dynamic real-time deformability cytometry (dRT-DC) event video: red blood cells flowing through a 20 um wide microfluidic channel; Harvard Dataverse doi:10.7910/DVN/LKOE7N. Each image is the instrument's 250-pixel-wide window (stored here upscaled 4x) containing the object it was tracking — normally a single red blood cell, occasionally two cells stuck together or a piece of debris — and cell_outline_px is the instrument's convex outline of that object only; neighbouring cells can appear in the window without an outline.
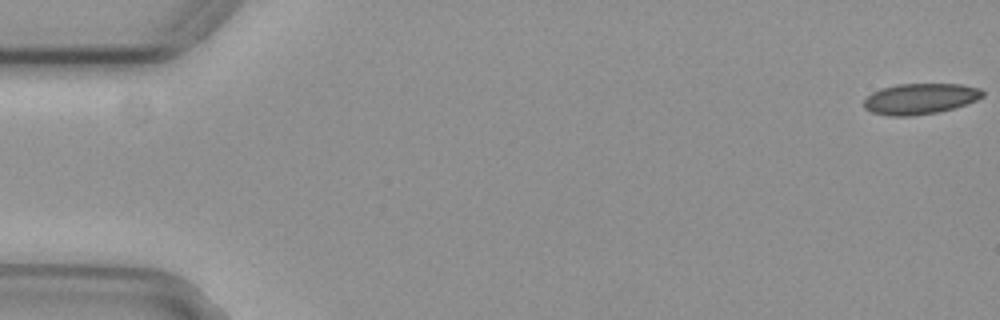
{"species": "common noctule bat (a hibernating species)", "species_latin": "Nyctalus noctula", "temperature_condition": "cold", "stored_images_in_passage": 56, "camera_frame_rate_fps": 3000, "um_per_image_px": 0.085, "animal": {"sex": "female", "body_mass_g": 29.2, "forearm_length_mm": 56.3}, "frame": {"image": 1, "passage_image": 1, "time_ms": 0.0, "image_size_px": [1000, 320], "cell_outline_px": [[984, 96], [976, 100], [956, 108], [936, 112], [912, 116], [888, 116], [872, 112], [864, 108], [864, 100], [872, 92], [884, 88], [900, 84], [960, 84], [980, 88], [984, 92]], "centroid_in_image_um": [78.23, 8.4], "position_along_channel_um": 6.8, "area_um2": 21.27}}
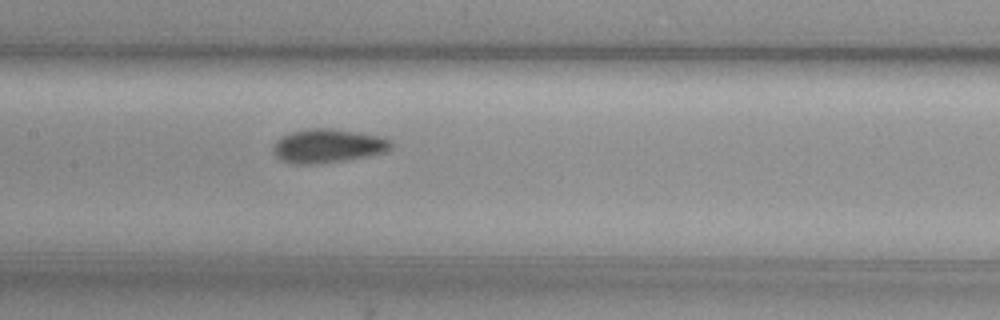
{"frame": {"image": 2, "passage_image": 27, "time_ms": 8.667, "image_size_px": [1000, 320], "cell_outline_px": [[392, 148], [388, 152], [368, 156], [344, 160], [316, 164], [292, 164], [280, 160], [276, 156], [272, 148], [276, 140], [280, 136], [292, 132], [308, 128], [332, 128], [384, 136], [392, 140]], "centroid_in_image_um": [27.9, 12.39], "position_along_channel_um": 179.5, "area_um2": 23.64}}
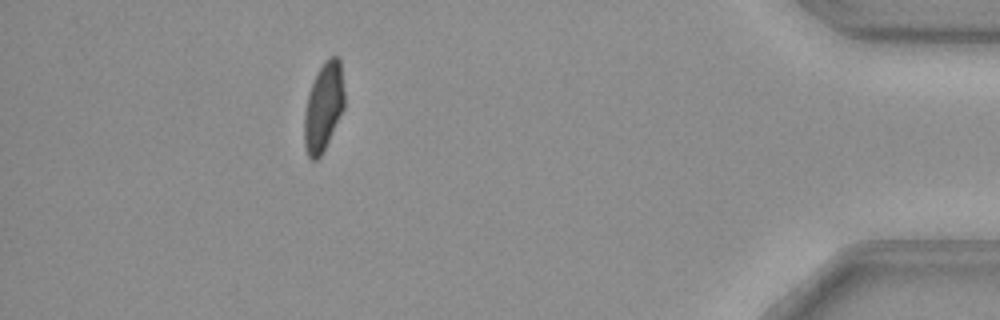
{"frame": {"image": 3, "passage_image": 50, "time_ms": 16.333, "image_size_px": [1000, 320], "cell_outline_px": [[344, 108], [320, 156], [316, 160], [312, 160], [308, 156], [304, 148], [304, 112], [308, 92], [316, 72], [324, 60], [328, 56], [336, 56], [340, 60], [344, 92]], "centroid_in_image_um": [27.47, 9.04], "position_along_channel_um": 407.7, "area_um2": 20.75}, "authors_computed_cell_mechanics": {"area_um2": 22.1663, "velocity_mm_per_s": 3.7248, "shape_relaxation_time_tau1_ms": null, "shape_relaxation_time_tau2_ms": 3.552, "deformation_change_tau1": null, "deformation_change_tau2": 0.05}}